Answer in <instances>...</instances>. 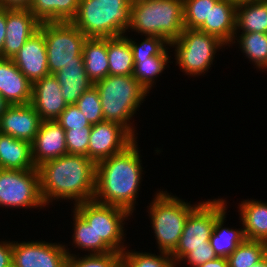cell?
I'll return each mask as SVG.
<instances>
[{
	"label": "cell",
	"instance_id": "1",
	"mask_svg": "<svg viewBox=\"0 0 267 267\" xmlns=\"http://www.w3.org/2000/svg\"><path fill=\"white\" fill-rule=\"evenodd\" d=\"M37 169L45 206L60 198L73 199L74 205L93 200L96 164L88 157L65 154L43 163Z\"/></svg>",
	"mask_w": 267,
	"mask_h": 267
},
{
	"label": "cell",
	"instance_id": "2",
	"mask_svg": "<svg viewBox=\"0 0 267 267\" xmlns=\"http://www.w3.org/2000/svg\"><path fill=\"white\" fill-rule=\"evenodd\" d=\"M136 140L122 152L96 164L93 200L126 209L132 215L142 168ZM135 202V203H134Z\"/></svg>",
	"mask_w": 267,
	"mask_h": 267
},
{
	"label": "cell",
	"instance_id": "3",
	"mask_svg": "<svg viewBox=\"0 0 267 267\" xmlns=\"http://www.w3.org/2000/svg\"><path fill=\"white\" fill-rule=\"evenodd\" d=\"M132 0H80L71 22L87 38L123 36L130 26Z\"/></svg>",
	"mask_w": 267,
	"mask_h": 267
},
{
	"label": "cell",
	"instance_id": "4",
	"mask_svg": "<svg viewBox=\"0 0 267 267\" xmlns=\"http://www.w3.org/2000/svg\"><path fill=\"white\" fill-rule=\"evenodd\" d=\"M129 28L170 44L185 28L183 0H132Z\"/></svg>",
	"mask_w": 267,
	"mask_h": 267
},
{
	"label": "cell",
	"instance_id": "5",
	"mask_svg": "<svg viewBox=\"0 0 267 267\" xmlns=\"http://www.w3.org/2000/svg\"><path fill=\"white\" fill-rule=\"evenodd\" d=\"M94 86L99 92L104 120L124 126L135 137L130 120L149 92L133 75H108Z\"/></svg>",
	"mask_w": 267,
	"mask_h": 267
},
{
	"label": "cell",
	"instance_id": "6",
	"mask_svg": "<svg viewBox=\"0 0 267 267\" xmlns=\"http://www.w3.org/2000/svg\"><path fill=\"white\" fill-rule=\"evenodd\" d=\"M74 207L95 232L96 254L122 253L125 250L121 243L124 238L123 222L130 216L129 211L94 200L78 203Z\"/></svg>",
	"mask_w": 267,
	"mask_h": 267
},
{
	"label": "cell",
	"instance_id": "7",
	"mask_svg": "<svg viewBox=\"0 0 267 267\" xmlns=\"http://www.w3.org/2000/svg\"><path fill=\"white\" fill-rule=\"evenodd\" d=\"M191 205L167 191H160L150 203V217L160 252L171 254L179 242Z\"/></svg>",
	"mask_w": 267,
	"mask_h": 267
},
{
	"label": "cell",
	"instance_id": "8",
	"mask_svg": "<svg viewBox=\"0 0 267 267\" xmlns=\"http://www.w3.org/2000/svg\"><path fill=\"white\" fill-rule=\"evenodd\" d=\"M39 30L45 37L50 74L70 63L84 62L82 52L87 37L72 22L40 23Z\"/></svg>",
	"mask_w": 267,
	"mask_h": 267
},
{
	"label": "cell",
	"instance_id": "9",
	"mask_svg": "<svg viewBox=\"0 0 267 267\" xmlns=\"http://www.w3.org/2000/svg\"><path fill=\"white\" fill-rule=\"evenodd\" d=\"M224 199L198 203L189 213L176 249L170 254L175 264L193 249L207 248L216 219L227 210Z\"/></svg>",
	"mask_w": 267,
	"mask_h": 267
},
{
	"label": "cell",
	"instance_id": "10",
	"mask_svg": "<svg viewBox=\"0 0 267 267\" xmlns=\"http://www.w3.org/2000/svg\"><path fill=\"white\" fill-rule=\"evenodd\" d=\"M225 43L198 29L184 28L180 37L170 43L175 46L176 63L188 75L204 74L211 67L215 53Z\"/></svg>",
	"mask_w": 267,
	"mask_h": 267
},
{
	"label": "cell",
	"instance_id": "11",
	"mask_svg": "<svg viewBox=\"0 0 267 267\" xmlns=\"http://www.w3.org/2000/svg\"><path fill=\"white\" fill-rule=\"evenodd\" d=\"M44 207L40 194L38 169H0V206Z\"/></svg>",
	"mask_w": 267,
	"mask_h": 267
},
{
	"label": "cell",
	"instance_id": "12",
	"mask_svg": "<svg viewBox=\"0 0 267 267\" xmlns=\"http://www.w3.org/2000/svg\"><path fill=\"white\" fill-rule=\"evenodd\" d=\"M136 140L124 126L109 121L92 125L88 158L95 164L125 150Z\"/></svg>",
	"mask_w": 267,
	"mask_h": 267
},
{
	"label": "cell",
	"instance_id": "13",
	"mask_svg": "<svg viewBox=\"0 0 267 267\" xmlns=\"http://www.w3.org/2000/svg\"><path fill=\"white\" fill-rule=\"evenodd\" d=\"M13 267H67L65 245L43 242H13Z\"/></svg>",
	"mask_w": 267,
	"mask_h": 267
},
{
	"label": "cell",
	"instance_id": "14",
	"mask_svg": "<svg viewBox=\"0 0 267 267\" xmlns=\"http://www.w3.org/2000/svg\"><path fill=\"white\" fill-rule=\"evenodd\" d=\"M40 22L29 9L6 8L5 42L1 58L12 59L25 42L39 30Z\"/></svg>",
	"mask_w": 267,
	"mask_h": 267
},
{
	"label": "cell",
	"instance_id": "15",
	"mask_svg": "<svg viewBox=\"0 0 267 267\" xmlns=\"http://www.w3.org/2000/svg\"><path fill=\"white\" fill-rule=\"evenodd\" d=\"M32 159L37 167L67 154L65 130L56 120L42 121L31 142Z\"/></svg>",
	"mask_w": 267,
	"mask_h": 267
},
{
	"label": "cell",
	"instance_id": "16",
	"mask_svg": "<svg viewBox=\"0 0 267 267\" xmlns=\"http://www.w3.org/2000/svg\"><path fill=\"white\" fill-rule=\"evenodd\" d=\"M12 61L31 83L49 75L44 34L40 30L34 33Z\"/></svg>",
	"mask_w": 267,
	"mask_h": 267
},
{
	"label": "cell",
	"instance_id": "17",
	"mask_svg": "<svg viewBox=\"0 0 267 267\" xmlns=\"http://www.w3.org/2000/svg\"><path fill=\"white\" fill-rule=\"evenodd\" d=\"M30 104L42 121L56 120L68 106L62 96L60 84L54 74H49L32 83Z\"/></svg>",
	"mask_w": 267,
	"mask_h": 267
},
{
	"label": "cell",
	"instance_id": "18",
	"mask_svg": "<svg viewBox=\"0 0 267 267\" xmlns=\"http://www.w3.org/2000/svg\"><path fill=\"white\" fill-rule=\"evenodd\" d=\"M41 122L39 114L30 103L9 105L0 116V133L31 143L36 137Z\"/></svg>",
	"mask_w": 267,
	"mask_h": 267
},
{
	"label": "cell",
	"instance_id": "19",
	"mask_svg": "<svg viewBox=\"0 0 267 267\" xmlns=\"http://www.w3.org/2000/svg\"><path fill=\"white\" fill-rule=\"evenodd\" d=\"M0 94L9 105H25L31 102L32 83L12 59L0 58Z\"/></svg>",
	"mask_w": 267,
	"mask_h": 267
},
{
	"label": "cell",
	"instance_id": "20",
	"mask_svg": "<svg viewBox=\"0 0 267 267\" xmlns=\"http://www.w3.org/2000/svg\"><path fill=\"white\" fill-rule=\"evenodd\" d=\"M236 5L230 0H219L213 8L210 9L208 20L198 29L219 38L226 45L236 43L235 29Z\"/></svg>",
	"mask_w": 267,
	"mask_h": 267
},
{
	"label": "cell",
	"instance_id": "21",
	"mask_svg": "<svg viewBox=\"0 0 267 267\" xmlns=\"http://www.w3.org/2000/svg\"><path fill=\"white\" fill-rule=\"evenodd\" d=\"M0 169H36L32 159L31 143L0 133Z\"/></svg>",
	"mask_w": 267,
	"mask_h": 267
},
{
	"label": "cell",
	"instance_id": "22",
	"mask_svg": "<svg viewBox=\"0 0 267 267\" xmlns=\"http://www.w3.org/2000/svg\"><path fill=\"white\" fill-rule=\"evenodd\" d=\"M54 75L67 105L76 104L80 96L94 85L86 74L84 62L70 63Z\"/></svg>",
	"mask_w": 267,
	"mask_h": 267
},
{
	"label": "cell",
	"instance_id": "23",
	"mask_svg": "<svg viewBox=\"0 0 267 267\" xmlns=\"http://www.w3.org/2000/svg\"><path fill=\"white\" fill-rule=\"evenodd\" d=\"M239 207L245 238L267 243V203L251 199Z\"/></svg>",
	"mask_w": 267,
	"mask_h": 267
},
{
	"label": "cell",
	"instance_id": "24",
	"mask_svg": "<svg viewBox=\"0 0 267 267\" xmlns=\"http://www.w3.org/2000/svg\"><path fill=\"white\" fill-rule=\"evenodd\" d=\"M79 3L80 0H31L28 9L40 23L71 22Z\"/></svg>",
	"mask_w": 267,
	"mask_h": 267
},
{
	"label": "cell",
	"instance_id": "25",
	"mask_svg": "<svg viewBox=\"0 0 267 267\" xmlns=\"http://www.w3.org/2000/svg\"><path fill=\"white\" fill-rule=\"evenodd\" d=\"M82 55L86 74L93 83L109 75L107 38H87Z\"/></svg>",
	"mask_w": 267,
	"mask_h": 267
},
{
	"label": "cell",
	"instance_id": "26",
	"mask_svg": "<svg viewBox=\"0 0 267 267\" xmlns=\"http://www.w3.org/2000/svg\"><path fill=\"white\" fill-rule=\"evenodd\" d=\"M235 29H241V33H267V0L237 5Z\"/></svg>",
	"mask_w": 267,
	"mask_h": 267
},
{
	"label": "cell",
	"instance_id": "27",
	"mask_svg": "<svg viewBox=\"0 0 267 267\" xmlns=\"http://www.w3.org/2000/svg\"><path fill=\"white\" fill-rule=\"evenodd\" d=\"M109 75H133L134 60L128 37L107 38Z\"/></svg>",
	"mask_w": 267,
	"mask_h": 267
},
{
	"label": "cell",
	"instance_id": "28",
	"mask_svg": "<svg viewBox=\"0 0 267 267\" xmlns=\"http://www.w3.org/2000/svg\"><path fill=\"white\" fill-rule=\"evenodd\" d=\"M226 210L216 219L210 244L217 257L227 258L246 238L243 229L223 228Z\"/></svg>",
	"mask_w": 267,
	"mask_h": 267
},
{
	"label": "cell",
	"instance_id": "29",
	"mask_svg": "<svg viewBox=\"0 0 267 267\" xmlns=\"http://www.w3.org/2000/svg\"><path fill=\"white\" fill-rule=\"evenodd\" d=\"M167 48L160 54L149 58H133V77L147 90L150 91L154 84V79L164 71L170 59Z\"/></svg>",
	"mask_w": 267,
	"mask_h": 267
},
{
	"label": "cell",
	"instance_id": "30",
	"mask_svg": "<svg viewBox=\"0 0 267 267\" xmlns=\"http://www.w3.org/2000/svg\"><path fill=\"white\" fill-rule=\"evenodd\" d=\"M266 255V242L245 239L227 257L228 267H252Z\"/></svg>",
	"mask_w": 267,
	"mask_h": 267
},
{
	"label": "cell",
	"instance_id": "31",
	"mask_svg": "<svg viewBox=\"0 0 267 267\" xmlns=\"http://www.w3.org/2000/svg\"><path fill=\"white\" fill-rule=\"evenodd\" d=\"M241 35V36H240ZM236 39L243 53L259 69H267V33H242Z\"/></svg>",
	"mask_w": 267,
	"mask_h": 267
},
{
	"label": "cell",
	"instance_id": "32",
	"mask_svg": "<svg viewBox=\"0 0 267 267\" xmlns=\"http://www.w3.org/2000/svg\"><path fill=\"white\" fill-rule=\"evenodd\" d=\"M128 251V252H127ZM121 253V267H176L170 254L160 252V255L151 253L129 252Z\"/></svg>",
	"mask_w": 267,
	"mask_h": 267
},
{
	"label": "cell",
	"instance_id": "33",
	"mask_svg": "<svg viewBox=\"0 0 267 267\" xmlns=\"http://www.w3.org/2000/svg\"><path fill=\"white\" fill-rule=\"evenodd\" d=\"M219 0H183L184 27L199 29Z\"/></svg>",
	"mask_w": 267,
	"mask_h": 267
},
{
	"label": "cell",
	"instance_id": "34",
	"mask_svg": "<svg viewBox=\"0 0 267 267\" xmlns=\"http://www.w3.org/2000/svg\"><path fill=\"white\" fill-rule=\"evenodd\" d=\"M68 252L67 267H121V253L110 252L105 254H89L85 257Z\"/></svg>",
	"mask_w": 267,
	"mask_h": 267
},
{
	"label": "cell",
	"instance_id": "35",
	"mask_svg": "<svg viewBox=\"0 0 267 267\" xmlns=\"http://www.w3.org/2000/svg\"><path fill=\"white\" fill-rule=\"evenodd\" d=\"M76 106L91 125L105 121L99 92L94 85L80 96Z\"/></svg>",
	"mask_w": 267,
	"mask_h": 267
},
{
	"label": "cell",
	"instance_id": "36",
	"mask_svg": "<svg viewBox=\"0 0 267 267\" xmlns=\"http://www.w3.org/2000/svg\"><path fill=\"white\" fill-rule=\"evenodd\" d=\"M74 211V234L73 243L79 249L91 251L90 254H96L95 232L85 219L75 210Z\"/></svg>",
	"mask_w": 267,
	"mask_h": 267
},
{
	"label": "cell",
	"instance_id": "37",
	"mask_svg": "<svg viewBox=\"0 0 267 267\" xmlns=\"http://www.w3.org/2000/svg\"><path fill=\"white\" fill-rule=\"evenodd\" d=\"M146 38L137 45L135 41L129 38L133 58H149L160 55L170 45L165 39L158 36H145Z\"/></svg>",
	"mask_w": 267,
	"mask_h": 267
},
{
	"label": "cell",
	"instance_id": "38",
	"mask_svg": "<svg viewBox=\"0 0 267 267\" xmlns=\"http://www.w3.org/2000/svg\"><path fill=\"white\" fill-rule=\"evenodd\" d=\"M92 127L65 130L67 154L88 157L89 137Z\"/></svg>",
	"mask_w": 267,
	"mask_h": 267
},
{
	"label": "cell",
	"instance_id": "39",
	"mask_svg": "<svg viewBox=\"0 0 267 267\" xmlns=\"http://www.w3.org/2000/svg\"><path fill=\"white\" fill-rule=\"evenodd\" d=\"M56 121L64 130L92 127L76 104L68 105Z\"/></svg>",
	"mask_w": 267,
	"mask_h": 267
},
{
	"label": "cell",
	"instance_id": "40",
	"mask_svg": "<svg viewBox=\"0 0 267 267\" xmlns=\"http://www.w3.org/2000/svg\"><path fill=\"white\" fill-rule=\"evenodd\" d=\"M217 258L215 251L211 247V244H207V248L193 249L183 259L186 260L190 266L198 267L205 262L211 261Z\"/></svg>",
	"mask_w": 267,
	"mask_h": 267
},
{
	"label": "cell",
	"instance_id": "41",
	"mask_svg": "<svg viewBox=\"0 0 267 267\" xmlns=\"http://www.w3.org/2000/svg\"><path fill=\"white\" fill-rule=\"evenodd\" d=\"M12 242H0V267H13Z\"/></svg>",
	"mask_w": 267,
	"mask_h": 267
},
{
	"label": "cell",
	"instance_id": "42",
	"mask_svg": "<svg viewBox=\"0 0 267 267\" xmlns=\"http://www.w3.org/2000/svg\"><path fill=\"white\" fill-rule=\"evenodd\" d=\"M31 0H0V7L9 9H28Z\"/></svg>",
	"mask_w": 267,
	"mask_h": 267
},
{
	"label": "cell",
	"instance_id": "43",
	"mask_svg": "<svg viewBox=\"0 0 267 267\" xmlns=\"http://www.w3.org/2000/svg\"><path fill=\"white\" fill-rule=\"evenodd\" d=\"M6 33V8L0 7V58L1 51L5 42Z\"/></svg>",
	"mask_w": 267,
	"mask_h": 267
},
{
	"label": "cell",
	"instance_id": "44",
	"mask_svg": "<svg viewBox=\"0 0 267 267\" xmlns=\"http://www.w3.org/2000/svg\"><path fill=\"white\" fill-rule=\"evenodd\" d=\"M198 267H228L227 258L217 257L211 261L205 262Z\"/></svg>",
	"mask_w": 267,
	"mask_h": 267
},
{
	"label": "cell",
	"instance_id": "45",
	"mask_svg": "<svg viewBox=\"0 0 267 267\" xmlns=\"http://www.w3.org/2000/svg\"><path fill=\"white\" fill-rule=\"evenodd\" d=\"M8 106L9 104L5 101V99L0 94V116L5 112Z\"/></svg>",
	"mask_w": 267,
	"mask_h": 267
},
{
	"label": "cell",
	"instance_id": "46",
	"mask_svg": "<svg viewBox=\"0 0 267 267\" xmlns=\"http://www.w3.org/2000/svg\"><path fill=\"white\" fill-rule=\"evenodd\" d=\"M267 265V255L258 263L254 264L252 267H265Z\"/></svg>",
	"mask_w": 267,
	"mask_h": 267
},
{
	"label": "cell",
	"instance_id": "47",
	"mask_svg": "<svg viewBox=\"0 0 267 267\" xmlns=\"http://www.w3.org/2000/svg\"><path fill=\"white\" fill-rule=\"evenodd\" d=\"M230 1L233 2L237 6L239 4L254 2V1H258V0H230Z\"/></svg>",
	"mask_w": 267,
	"mask_h": 267
}]
</instances>
